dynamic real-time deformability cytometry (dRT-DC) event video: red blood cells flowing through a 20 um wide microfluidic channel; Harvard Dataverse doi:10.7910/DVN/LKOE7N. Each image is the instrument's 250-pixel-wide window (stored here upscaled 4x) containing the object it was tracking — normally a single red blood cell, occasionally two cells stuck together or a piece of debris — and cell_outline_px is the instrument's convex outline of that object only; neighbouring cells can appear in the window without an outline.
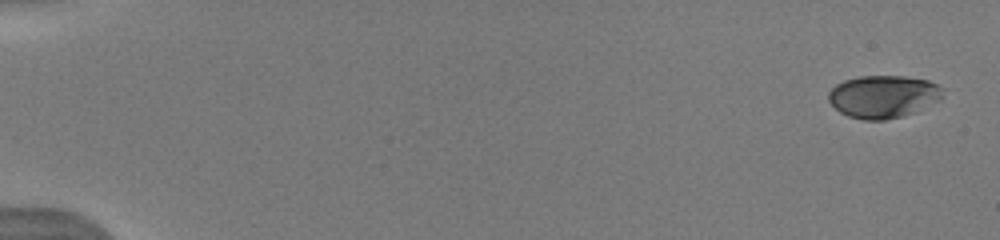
{"species": "human", "species_latin": "Homo sapiens", "temperature_condition": "warm", "stored_images_in_passage": 21, "camera_frame_rate_fps": 3000, "um_per_image_px": 0.085, "donor": {"sex": "male"}, "frame": {"image": 1, "passage_image": 1, "time_ms": 0.0, "image_size_px": [1000, 240], "cell_outline_px": [[944, 96], [940, 100], [916, 112], [884, 120], [864, 120], [848, 116], [840, 112], [828, 100], [828, 92], [836, 84], [844, 80], [860, 76], [904, 76], [928, 80], [940, 84], [944, 88]], "centroid_in_image_um": [75.12, 8.2], "position_along_channel_um": 9.9, "area_um2": 28.67}}
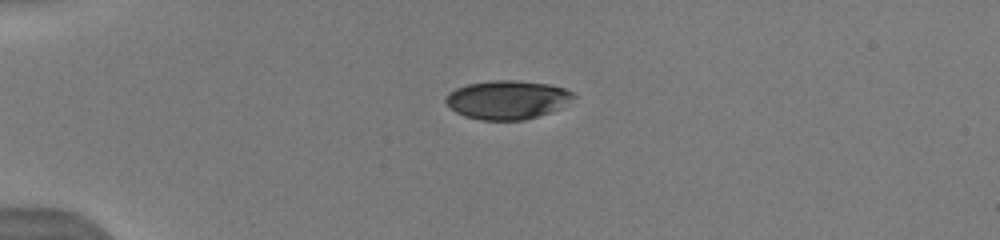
{"frame": {"image": 2, "passage_image": 11, "time_ms": 4.0, "image_size_px": [1000, 240], "cell_outline_px": [[576, 96], [552, 112], [524, 120], [480, 120], [464, 116], [456, 112], [444, 100], [448, 92], [456, 88], [468, 84], [492, 80], [516, 80], [548, 84], [564, 88], [572, 92]], "centroid_in_image_um": [43.1, 8.48], "position_along_channel_um": 41.9, "area_um2": 28.73}}